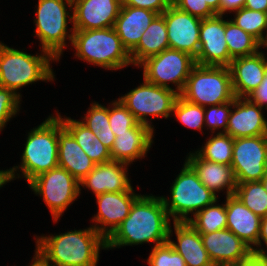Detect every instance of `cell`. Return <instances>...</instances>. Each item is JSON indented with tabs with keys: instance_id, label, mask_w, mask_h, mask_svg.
Wrapping results in <instances>:
<instances>
[{
	"instance_id": "cell-1",
	"label": "cell",
	"mask_w": 267,
	"mask_h": 266,
	"mask_svg": "<svg viewBox=\"0 0 267 266\" xmlns=\"http://www.w3.org/2000/svg\"><path fill=\"white\" fill-rule=\"evenodd\" d=\"M171 219L161 196L141 194L129 215L106 239V250L152 243L153 247L168 242Z\"/></svg>"
},
{
	"instance_id": "cell-2",
	"label": "cell",
	"mask_w": 267,
	"mask_h": 266,
	"mask_svg": "<svg viewBox=\"0 0 267 266\" xmlns=\"http://www.w3.org/2000/svg\"><path fill=\"white\" fill-rule=\"evenodd\" d=\"M34 254L46 266H98L106 239L91 225L50 235H35Z\"/></svg>"
},
{
	"instance_id": "cell-3",
	"label": "cell",
	"mask_w": 267,
	"mask_h": 266,
	"mask_svg": "<svg viewBox=\"0 0 267 266\" xmlns=\"http://www.w3.org/2000/svg\"><path fill=\"white\" fill-rule=\"evenodd\" d=\"M54 114L26 134L20 164L7 169L9 182L23 178L29 184L58 166V116Z\"/></svg>"
},
{
	"instance_id": "cell-4",
	"label": "cell",
	"mask_w": 267,
	"mask_h": 266,
	"mask_svg": "<svg viewBox=\"0 0 267 266\" xmlns=\"http://www.w3.org/2000/svg\"><path fill=\"white\" fill-rule=\"evenodd\" d=\"M30 54L0 41V87L12 90L22 99L21 90L35 82H54L52 62L58 61L47 51Z\"/></svg>"
},
{
	"instance_id": "cell-5",
	"label": "cell",
	"mask_w": 267,
	"mask_h": 266,
	"mask_svg": "<svg viewBox=\"0 0 267 266\" xmlns=\"http://www.w3.org/2000/svg\"><path fill=\"white\" fill-rule=\"evenodd\" d=\"M71 47L78 60L104 70L120 71L133 66L129 52L122 45L114 27L74 30Z\"/></svg>"
},
{
	"instance_id": "cell-6",
	"label": "cell",
	"mask_w": 267,
	"mask_h": 266,
	"mask_svg": "<svg viewBox=\"0 0 267 266\" xmlns=\"http://www.w3.org/2000/svg\"><path fill=\"white\" fill-rule=\"evenodd\" d=\"M36 5V17L33 20L35 34L33 35L37 37L39 47L59 62L63 52L72 43L74 28L68 26L73 25V2L72 0H38Z\"/></svg>"
},
{
	"instance_id": "cell-7",
	"label": "cell",
	"mask_w": 267,
	"mask_h": 266,
	"mask_svg": "<svg viewBox=\"0 0 267 266\" xmlns=\"http://www.w3.org/2000/svg\"><path fill=\"white\" fill-rule=\"evenodd\" d=\"M183 163L171 184L170 195H161L172 222H188L197 212L218 199L202 184L193 168L185 160Z\"/></svg>"
},
{
	"instance_id": "cell-8",
	"label": "cell",
	"mask_w": 267,
	"mask_h": 266,
	"mask_svg": "<svg viewBox=\"0 0 267 266\" xmlns=\"http://www.w3.org/2000/svg\"><path fill=\"white\" fill-rule=\"evenodd\" d=\"M179 95L202 107L233 101L235 95L229 67L195 64Z\"/></svg>"
},
{
	"instance_id": "cell-9",
	"label": "cell",
	"mask_w": 267,
	"mask_h": 266,
	"mask_svg": "<svg viewBox=\"0 0 267 266\" xmlns=\"http://www.w3.org/2000/svg\"><path fill=\"white\" fill-rule=\"evenodd\" d=\"M179 94L175 90L160 87L143 79L137 87L118 97L140 124L155 129L153 119H168ZM151 117V119H150Z\"/></svg>"
},
{
	"instance_id": "cell-10",
	"label": "cell",
	"mask_w": 267,
	"mask_h": 266,
	"mask_svg": "<svg viewBox=\"0 0 267 266\" xmlns=\"http://www.w3.org/2000/svg\"><path fill=\"white\" fill-rule=\"evenodd\" d=\"M195 64V58L190 54L167 48L145 59L136 68H142L143 79L147 82L180 94Z\"/></svg>"
},
{
	"instance_id": "cell-11",
	"label": "cell",
	"mask_w": 267,
	"mask_h": 266,
	"mask_svg": "<svg viewBox=\"0 0 267 266\" xmlns=\"http://www.w3.org/2000/svg\"><path fill=\"white\" fill-rule=\"evenodd\" d=\"M28 185L33 194L42 197L53 223H58L62 214L80 197L79 181L60 166L40 174Z\"/></svg>"
},
{
	"instance_id": "cell-12",
	"label": "cell",
	"mask_w": 267,
	"mask_h": 266,
	"mask_svg": "<svg viewBox=\"0 0 267 266\" xmlns=\"http://www.w3.org/2000/svg\"><path fill=\"white\" fill-rule=\"evenodd\" d=\"M232 153L237 183L261 181L267 169V135L234 139Z\"/></svg>"
},
{
	"instance_id": "cell-13",
	"label": "cell",
	"mask_w": 267,
	"mask_h": 266,
	"mask_svg": "<svg viewBox=\"0 0 267 266\" xmlns=\"http://www.w3.org/2000/svg\"><path fill=\"white\" fill-rule=\"evenodd\" d=\"M135 192L132 187L129 191L106 192L95 196L98 210L92 216L90 225L107 239L129 215L134 201L141 195Z\"/></svg>"
},
{
	"instance_id": "cell-14",
	"label": "cell",
	"mask_w": 267,
	"mask_h": 266,
	"mask_svg": "<svg viewBox=\"0 0 267 266\" xmlns=\"http://www.w3.org/2000/svg\"><path fill=\"white\" fill-rule=\"evenodd\" d=\"M169 41V48L183 51L196 58L200 48L201 18L178 9L171 4L162 13Z\"/></svg>"
},
{
	"instance_id": "cell-15",
	"label": "cell",
	"mask_w": 267,
	"mask_h": 266,
	"mask_svg": "<svg viewBox=\"0 0 267 266\" xmlns=\"http://www.w3.org/2000/svg\"><path fill=\"white\" fill-rule=\"evenodd\" d=\"M215 15L201 20L199 33L200 48L196 64L212 66H229L232 58L229 55L225 40V18Z\"/></svg>"
},
{
	"instance_id": "cell-16",
	"label": "cell",
	"mask_w": 267,
	"mask_h": 266,
	"mask_svg": "<svg viewBox=\"0 0 267 266\" xmlns=\"http://www.w3.org/2000/svg\"><path fill=\"white\" fill-rule=\"evenodd\" d=\"M74 30L114 27L122 0H72Z\"/></svg>"
},
{
	"instance_id": "cell-17",
	"label": "cell",
	"mask_w": 267,
	"mask_h": 266,
	"mask_svg": "<svg viewBox=\"0 0 267 266\" xmlns=\"http://www.w3.org/2000/svg\"><path fill=\"white\" fill-rule=\"evenodd\" d=\"M263 110L246 97H235L225 133L234 139L267 135V119Z\"/></svg>"
},
{
	"instance_id": "cell-18",
	"label": "cell",
	"mask_w": 267,
	"mask_h": 266,
	"mask_svg": "<svg viewBox=\"0 0 267 266\" xmlns=\"http://www.w3.org/2000/svg\"><path fill=\"white\" fill-rule=\"evenodd\" d=\"M127 163L109 161L96 164L94 169L79 182V194L82 188L92 191L94 196L106 192L129 191L133 186L129 177Z\"/></svg>"
},
{
	"instance_id": "cell-19",
	"label": "cell",
	"mask_w": 267,
	"mask_h": 266,
	"mask_svg": "<svg viewBox=\"0 0 267 266\" xmlns=\"http://www.w3.org/2000/svg\"><path fill=\"white\" fill-rule=\"evenodd\" d=\"M263 50L251 56L232 59L228 66L235 97H247L263 81L267 69V54Z\"/></svg>"
},
{
	"instance_id": "cell-20",
	"label": "cell",
	"mask_w": 267,
	"mask_h": 266,
	"mask_svg": "<svg viewBox=\"0 0 267 266\" xmlns=\"http://www.w3.org/2000/svg\"><path fill=\"white\" fill-rule=\"evenodd\" d=\"M214 265L240 264L252 249L229 229L200 234Z\"/></svg>"
},
{
	"instance_id": "cell-21",
	"label": "cell",
	"mask_w": 267,
	"mask_h": 266,
	"mask_svg": "<svg viewBox=\"0 0 267 266\" xmlns=\"http://www.w3.org/2000/svg\"><path fill=\"white\" fill-rule=\"evenodd\" d=\"M154 135L155 130L140 123H137L127 133L118 134L110 150L112 160L130 165L145 159L154 144Z\"/></svg>"
},
{
	"instance_id": "cell-22",
	"label": "cell",
	"mask_w": 267,
	"mask_h": 266,
	"mask_svg": "<svg viewBox=\"0 0 267 266\" xmlns=\"http://www.w3.org/2000/svg\"><path fill=\"white\" fill-rule=\"evenodd\" d=\"M185 161L197 173L202 184L218 198L220 192H223L226 196L235 193L237 182L231 166L207 161L194 150L187 153Z\"/></svg>"
},
{
	"instance_id": "cell-23",
	"label": "cell",
	"mask_w": 267,
	"mask_h": 266,
	"mask_svg": "<svg viewBox=\"0 0 267 266\" xmlns=\"http://www.w3.org/2000/svg\"><path fill=\"white\" fill-rule=\"evenodd\" d=\"M172 223L173 226L170 225L169 228L168 243L182 256L186 266H214L200 233L189 222ZM173 231L177 241L172 239Z\"/></svg>"
},
{
	"instance_id": "cell-24",
	"label": "cell",
	"mask_w": 267,
	"mask_h": 266,
	"mask_svg": "<svg viewBox=\"0 0 267 266\" xmlns=\"http://www.w3.org/2000/svg\"><path fill=\"white\" fill-rule=\"evenodd\" d=\"M58 166L66 169L79 182L94 169L91 160L58 117Z\"/></svg>"
},
{
	"instance_id": "cell-25",
	"label": "cell",
	"mask_w": 267,
	"mask_h": 266,
	"mask_svg": "<svg viewBox=\"0 0 267 266\" xmlns=\"http://www.w3.org/2000/svg\"><path fill=\"white\" fill-rule=\"evenodd\" d=\"M227 229L251 249L258 243L261 218L247 208L234 194L226 196Z\"/></svg>"
},
{
	"instance_id": "cell-26",
	"label": "cell",
	"mask_w": 267,
	"mask_h": 266,
	"mask_svg": "<svg viewBox=\"0 0 267 266\" xmlns=\"http://www.w3.org/2000/svg\"><path fill=\"white\" fill-rule=\"evenodd\" d=\"M157 15L152 10L121 6L114 29L129 54L137 47L142 34Z\"/></svg>"
},
{
	"instance_id": "cell-27",
	"label": "cell",
	"mask_w": 267,
	"mask_h": 266,
	"mask_svg": "<svg viewBox=\"0 0 267 266\" xmlns=\"http://www.w3.org/2000/svg\"><path fill=\"white\" fill-rule=\"evenodd\" d=\"M169 48L167 27L162 14H158L140 38L137 47L130 53L134 67L145 59Z\"/></svg>"
},
{
	"instance_id": "cell-28",
	"label": "cell",
	"mask_w": 267,
	"mask_h": 266,
	"mask_svg": "<svg viewBox=\"0 0 267 266\" xmlns=\"http://www.w3.org/2000/svg\"><path fill=\"white\" fill-rule=\"evenodd\" d=\"M87 112L79 119L88 129H90L99 138V140L111 150L115 134L112 132L109 123V103L108 106L92 101Z\"/></svg>"
},
{
	"instance_id": "cell-29",
	"label": "cell",
	"mask_w": 267,
	"mask_h": 266,
	"mask_svg": "<svg viewBox=\"0 0 267 266\" xmlns=\"http://www.w3.org/2000/svg\"><path fill=\"white\" fill-rule=\"evenodd\" d=\"M225 40L232 59L251 56L262 50L263 45L251 34L225 19Z\"/></svg>"
},
{
	"instance_id": "cell-30",
	"label": "cell",
	"mask_w": 267,
	"mask_h": 266,
	"mask_svg": "<svg viewBox=\"0 0 267 266\" xmlns=\"http://www.w3.org/2000/svg\"><path fill=\"white\" fill-rule=\"evenodd\" d=\"M204 143L200 148L195 149L201 158L231 166L234 138L226 133H211Z\"/></svg>"
},
{
	"instance_id": "cell-31",
	"label": "cell",
	"mask_w": 267,
	"mask_h": 266,
	"mask_svg": "<svg viewBox=\"0 0 267 266\" xmlns=\"http://www.w3.org/2000/svg\"><path fill=\"white\" fill-rule=\"evenodd\" d=\"M218 200L219 198L197 212L188 221L200 234H209L221 229H227L225 201L220 204Z\"/></svg>"
},
{
	"instance_id": "cell-32",
	"label": "cell",
	"mask_w": 267,
	"mask_h": 266,
	"mask_svg": "<svg viewBox=\"0 0 267 266\" xmlns=\"http://www.w3.org/2000/svg\"><path fill=\"white\" fill-rule=\"evenodd\" d=\"M228 17L236 26L255 37L263 46L267 42V13L246 9L245 7L231 13Z\"/></svg>"
},
{
	"instance_id": "cell-33",
	"label": "cell",
	"mask_w": 267,
	"mask_h": 266,
	"mask_svg": "<svg viewBox=\"0 0 267 266\" xmlns=\"http://www.w3.org/2000/svg\"><path fill=\"white\" fill-rule=\"evenodd\" d=\"M234 195L260 218L267 215V192L261 181L237 183Z\"/></svg>"
},
{
	"instance_id": "cell-34",
	"label": "cell",
	"mask_w": 267,
	"mask_h": 266,
	"mask_svg": "<svg viewBox=\"0 0 267 266\" xmlns=\"http://www.w3.org/2000/svg\"><path fill=\"white\" fill-rule=\"evenodd\" d=\"M171 116H174L177 119L176 121L181 123L182 126L194 131L197 130L204 135V107L191 103L179 95L175 102Z\"/></svg>"
},
{
	"instance_id": "cell-35",
	"label": "cell",
	"mask_w": 267,
	"mask_h": 266,
	"mask_svg": "<svg viewBox=\"0 0 267 266\" xmlns=\"http://www.w3.org/2000/svg\"><path fill=\"white\" fill-rule=\"evenodd\" d=\"M109 123L112 132L115 136H118V134L127 133L138 122L133 114L117 98L109 102Z\"/></svg>"
},
{
	"instance_id": "cell-36",
	"label": "cell",
	"mask_w": 267,
	"mask_h": 266,
	"mask_svg": "<svg viewBox=\"0 0 267 266\" xmlns=\"http://www.w3.org/2000/svg\"><path fill=\"white\" fill-rule=\"evenodd\" d=\"M231 107L232 101L204 107L205 129L209 130V133H225Z\"/></svg>"
},
{
	"instance_id": "cell-37",
	"label": "cell",
	"mask_w": 267,
	"mask_h": 266,
	"mask_svg": "<svg viewBox=\"0 0 267 266\" xmlns=\"http://www.w3.org/2000/svg\"><path fill=\"white\" fill-rule=\"evenodd\" d=\"M146 262L149 266H186L182 256L168 242L152 246Z\"/></svg>"
},
{
	"instance_id": "cell-38",
	"label": "cell",
	"mask_w": 267,
	"mask_h": 266,
	"mask_svg": "<svg viewBox=\"0 0 267 266\" xmlns=\"http://www.w3.org/2000/svg\"><path fill=\"white\" fill-rule=\"evenodd\" d=\"M22 99L12 90L0 87V132L6 128L10 120L16 117L21 107Z\"/></svg>"
},
{
	"instance_id": "cell-39",
	"label": "cell",
	"mask_w": 267,
	"mask_h": 266,
	"mask_svg": "<svg viewBox=\"0 0 267 266\" xmlns=\"http://www.w3.org/2000/svg\"><path fill=\"white\" fill-rule=\"evenodd\" d=\"M56 115L61 119L63 126L71 133L80 146H89L93 143L95 134L82 124L78 119H72L66 115L63 117L58 111H55Z\"/></svg>"
},
{
	"instance_id": "cell-40",
	"label": "cell",
	"mask_w": 267,
	"mask_h": 266,
	"mask_svg": "<svg viewBox=\"0 0 267 266\" xmlns=\"http://www.w3.org/2000/svg\"><path fill=\"white\" fill-rule=\"evenodd\" d=\"M172 4L178 9L201 19L217 15L205 0H172Z\"/></svg>"
},
{
	"instance_id": "cell-41",
	"label": "cell",
	"mask_w": 267,
	"mask_h": 266,
	"mask_svg": "<svg viewBox=\"0 0 267 266\" xmlns=\"http://www.w3.org/2000/svg\"><path fill=\"white\" fill-rule=\"evenodd\" d=\"M81 148L96 164L112 161L110 150L103 145L97 136H95L93 143H90L89 146H81Z\"/></svg>"
},
{
	"instance_id": "cell-42",
	"label": "cell",
	"mask_w": 267,
	"mask_h": 266,
	"mask_svg": "<svg viewBox=\"0 0 267 266\" xmlns=\"http://www.w3.org/2000/svg\"><path fill=\"white\" fill-rule=\"evenodd\" d=\"M122 2V6L143 8L158 14H162L172 4V0H122Z\"/></svg>"
},
{
	"instance_id": "cell-43",
	"label": "cell",
	"mask_w": 267,
	"mask_h": 266,
	"mask_svg": "<svg viewBox=\"0 0 267 266\" xmlns=\"http://www.w3.org/2000/svg\"><path fill=\"white\" fill-rule=\"evenodd\" d=\"M246 98L267 111V69L265 71V75L261 84Z\"/></svg>"
},
{
	"instance_id": "cell-44",
	"label": "cell",
	"mask_w": 267,
	"mask_h": 266,
	"mask_svg": "<svg viewBox=\"0 0 267 266\" xmlns=\"http://www.w3.org/2000/svg\"><path fill=\"white\" fill-rule=\"evenodd\" d=\"M252 252L258 253V254H267V215L261 218L258 243L252 249Z\"/></svg>"
},
{
	"instance_id": "cell-45",
	"label": "cell",
	"mask_w": 267,
	"mask_h": 266,
	"mask_svg": "<svg viewBox=\"0 0 267 266\" xmlns=\"http://www.w3.org/2000/svg\"><path fill=\"white\" fill-rule=\"evenodd\" d=\"M246 0H221L220 15L229 16L228 14L235 12L244 7Z\"/></svg>"
},
{
	"instance_id": "cell-46",
	"label": "cell",
	"mask_w": 267,
	"mask_h": 266,
	"mask_svg": "<svg viewBox=\"0 0 267 266\" xmlns=\"http://www.w3.org/2000/svg\"><path fill=\"white\" fill-rule=\"evenodd\" d=\"M240 266H267V254L251 252L241 263Z\"/></svg>"
},
{
	"instance_id": "cell-47",
	"label": "cell",
	"mask_w": 267,
	"mask_h": 266,
	"mask_svg": "<svg viewBox=\"0 0 267 266\" xmlns=\"http://www.w3.org/2000/svg\"><path fill=\"white\" fill-rule=\"evenodd\" d=\"M244 7L246 9L267 13V0H246Z\"/></svg>"
},
{
	"instance_id": "cell-48",
	"label": "cell",
	"mask_w": 267,
	"mask_h": 266,
	"mask_svg": "<svg viewBox=\"0 0 267 266\" xmlns=\"http://www.w3.org/2000/svg\"><path fill=\"white\" fill-rule=\"evenodd\" d=\"M208 6L217 14L220 15L221 0H205Z\"/></svg>"
},
{
	"instance_id": "cell-49",
	"label": "cell",
	"mask_w": 267,
	"mask_h": 266,
	"mask_svg": "<svg viewBox=\"0 0 267 266\" xmlns=\"http://www.w3.org/2000/svg\"><path fill=\"white\" fill-rule=\"evenodd\" d=\"M7 183H9L7 169L6 170H0V189L5 186Z\"/></svg>"
},
{
	"instance_id": "cell-50",
	"label": "cell",
	"mask_w": 267,
	"mask_h": 266,
	"mask_svg": "<svg viewBox=\"0 0 267 266\" xmlns=\"http://www.w3.org/2000/svg\"><path fill=\"white\" fill-rule=\"evenodd\" d=\"M27 266H46L35 254Z\"/></svg>"
},
{
	"instance_id": "cell-51",
	"label": "cell",
	"mask_w": 267,
	"mask_h": 266,
	"mask_svg": "<svg viewBox=\"0 0 267 266\" xmlns=\"http://www.w3.org/2000/svg\"><path fill=\"white\" fill-rule=\"evenodd\" d=\"M261 182L263 183L264 188H265V190L267 192V169H266L264 177L261 179Z\"/></svg>"
},
{
	"instance_id": "cell-52",
	"label": "cell",
	"mask_w": 267,
	"mask_h": 266,
	"mask_svg": "<svg viewBox=\"0 0 267 266\" xmlns=\"http://www.w3.org/2000/svg\"><path fill=\"white\" fill-rule=\"evenodd\" d=\"M214 266H240V264H223V265H214Z\"/></svg>"
},
{
	"instance_id": "cell-53",
	"label": "cell",
	"mask_w": 267,
	"mask_h": 266,
	"mask_svg": "<svg viewBox=\"0 0 267 266\" xmlns=\"http://www.w3.org/2000/svg\"><path fill=\"white\" fill-rule=\"evenodd\" d=\"M263 49H267V42L266 44L263 46ZM267 52V51H266Z\"/></svg>"
}]
</instances>
